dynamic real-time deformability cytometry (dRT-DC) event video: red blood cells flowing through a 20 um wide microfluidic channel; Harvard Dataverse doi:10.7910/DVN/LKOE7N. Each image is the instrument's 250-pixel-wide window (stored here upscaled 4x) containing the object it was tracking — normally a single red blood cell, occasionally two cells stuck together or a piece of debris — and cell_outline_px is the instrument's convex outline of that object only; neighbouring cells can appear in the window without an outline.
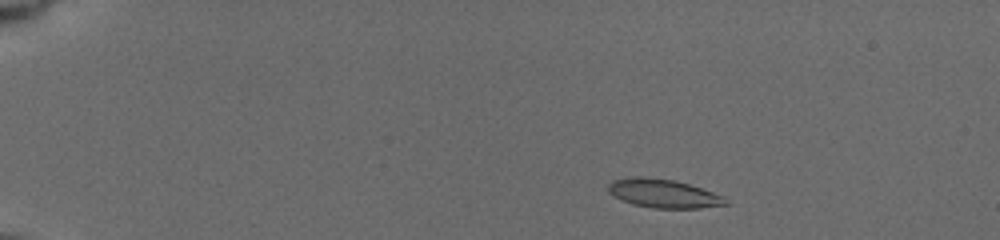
{"species": "common noctule bat (a hibernating species)", "species_latin": "Nyctalus noctula", "temperature_condition": "cold", "stored_images_in_passage": 13, "camera_frame_rate_fps": 3000, "um_per_image_px": 0.085, "animal": {"sex": "female", "body_mass_g": 19.5, "forearm_length_mm": 54.1}, "frame": {"image": 1, "passage_image": 4, "time_ms": 1.0, "image_size_px": [1000, 240], "cell_outline_px": [[728, 204], [700, 208], [652, 208], [632, 204], [620, 200], [608, 192], [608, 184], [612, 180], [632, 176], [644, 176], [676, 180], [724, 196], [728, 200]], "centroid_in_image_um": [56.35, 16.44], "position_along_channel_um": 28.6, "area_um2": 19.77}}